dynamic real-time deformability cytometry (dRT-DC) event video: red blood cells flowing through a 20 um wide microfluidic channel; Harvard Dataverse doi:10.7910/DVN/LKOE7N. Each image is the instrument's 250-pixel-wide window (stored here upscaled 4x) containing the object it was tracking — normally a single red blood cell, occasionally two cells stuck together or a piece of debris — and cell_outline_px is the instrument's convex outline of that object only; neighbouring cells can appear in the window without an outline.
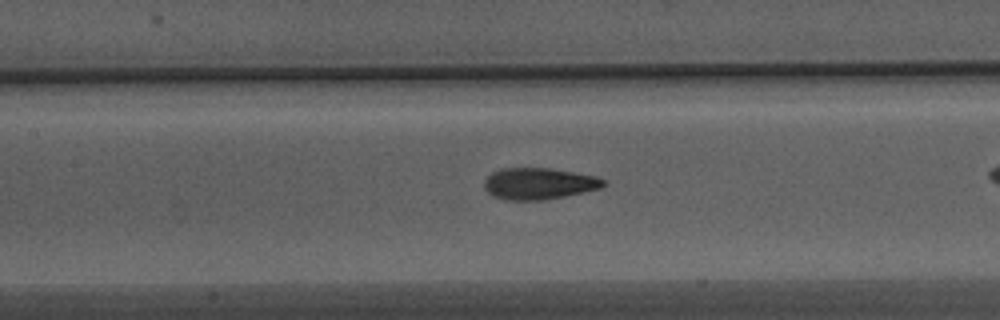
{"species": "Egyptian fruit bat (a non-hibernating species)", "species_latin": "Rousettus aegyptiacus", "temperature_condition": "warm", "stored_images_in_passage": 43, "camera_frame_rate_fps": 3000, "um_per_image_px": 0.085, "animal": {"sex": "male"}, "frame": {"image": 1, "passage_image": 25, "time_ms": 8.0, "image_size_px": [1000, 320], "cell_outline_px": [[608, 184], [600, 188], [564, 196], [544, 200], [508, 200], [492, 196], [484, 188], [484, 180], [492, 172], [500, 168], [548, 168], [596, 176], [604, 180]], "centroid_in_image_um": [45.78, 15.6], "position_along_channel_um": 161.6, "area_um2": 21.85}}
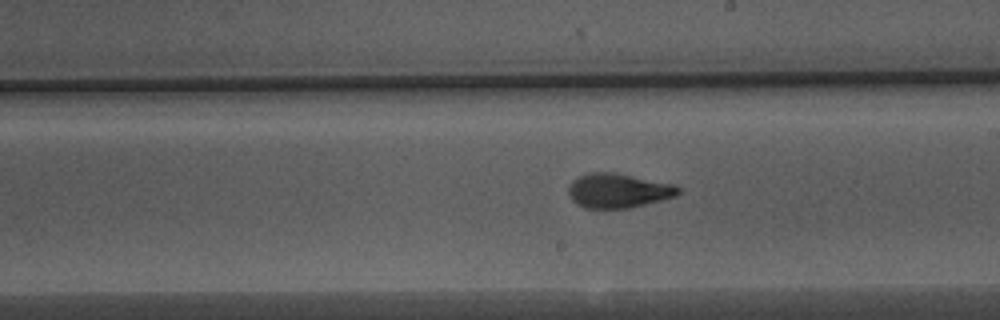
{"frame": {"image": 2, "passage_image": 31, "time_ms": 10.0, "image_size_px": [1000, 320], "cell_outline_px": [[680, 192], [676, 196], [628, 208], [584, 208], [576, 204], [568, 196], [568, 188], [572, 180], [588, 172], [612, 172], [672, 184], [680, 188]], "centroid_in_image_um": [52.49, 16.21], "position_along_channel_um": 236.5, "area_um2": 21.85}}
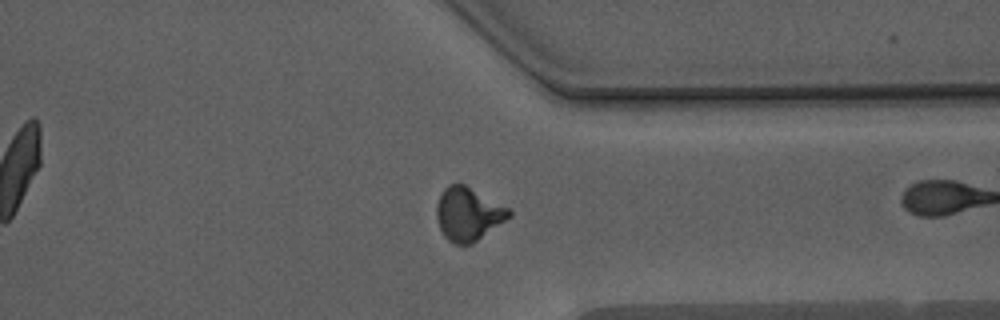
{"frame": {"image": 3, "passage_image": 42, "time_ms": 13.667, "image_size_px": [1000, 320], "cell_outline_px": [[512, 216], [472, 244], [452, 244], [444, 236], [436, 220], [436, 204], [444, 188], [448, 184], [464, 184], [508, 208], [512, 212]], "centroid_in_image_um": [39.77, 18.21], "position_along_channel_um": 371.6, "area_um2": 22.43}}